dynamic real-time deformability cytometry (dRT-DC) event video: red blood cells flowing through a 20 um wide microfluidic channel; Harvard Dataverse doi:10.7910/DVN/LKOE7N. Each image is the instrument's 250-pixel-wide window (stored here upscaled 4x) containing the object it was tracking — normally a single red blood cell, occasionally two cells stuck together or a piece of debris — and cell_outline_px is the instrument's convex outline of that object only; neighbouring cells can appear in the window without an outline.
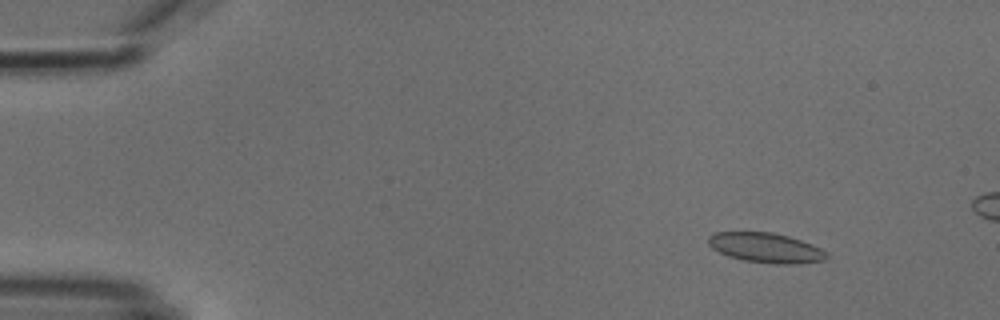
{"species": "common noctule bat (a hibernating species)", "species_latin": "Nyctalus noctula", "temperature_condition": "cold", "stored_images_in_passage": 5, "camera_frame_rate_fps": 3000, "um_per_image_px": 0.085, "animal": {"sex": "male", "body_mass_g": 18.8}, "frame": {"image": 1, "passage_image": 2, "time_ms": 1.333, "image_size_px": [1000, 320], "cell_outline_px": [[832, 256], [824, 260], [800, 264], [776, 264], [744, 260], [728, 256], [712, 248], [708, 244], [708, 236], [712, 232], [772, 232], [788, 236], [812, 244], [828, 252]], "centroid_in_image_um": [65.13, 21.06], "position_along_channel_um": 19.9, "area_um2": 20.75}}